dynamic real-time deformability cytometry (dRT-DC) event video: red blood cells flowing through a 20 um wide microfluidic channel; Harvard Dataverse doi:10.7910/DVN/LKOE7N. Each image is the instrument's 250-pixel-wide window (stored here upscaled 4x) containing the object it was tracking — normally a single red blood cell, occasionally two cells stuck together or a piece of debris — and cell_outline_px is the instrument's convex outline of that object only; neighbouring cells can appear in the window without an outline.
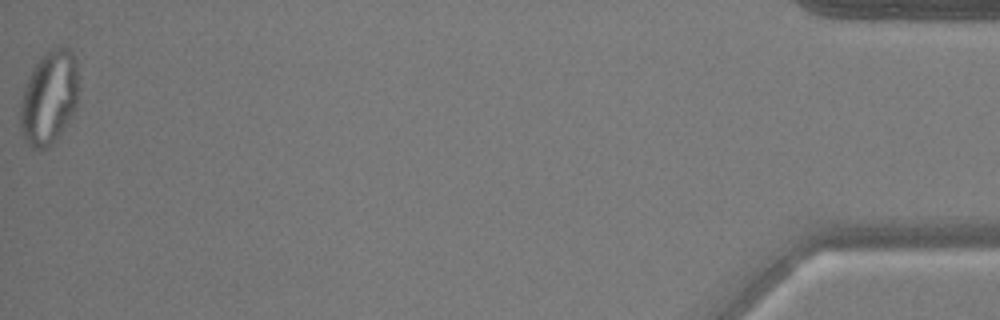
{"species": "common noctule bat (a hibernating species)", "species_latin": "Nyctalus noctula", "temperature_condition": "warm", "stored_images_in_passage": 54, "camera_frame_rate_fps": 3000, "um_per_image_px": 0.085, "animal": {"sex": "male", "body_mass_g": 17.9, "forearm_length_mm": 54.2}, "frame": {"image": 1, "passage_image": 54, "time_ms": 17.667, "image_size_px": [1000, 320], "cell_outline_px": [[76, 112], [56, 136], [44, 148], [32, 148], [24, 140], [20, 132], [20, 100], [24, 84], [32, 68], [52, 48], [68, 48], [72, 52], [76, 60]], "centroid_in_image_um": [4.12, 8.3], "position_along_channel_um": 431.1, "area_um2": 31.27}, "authors_computed_cell_mechanics": {"area_um2": 28.5821, "velocity_mm_per_s": 3.7775, "shape_relaxation_time_tau1_ms": null, "shape_relaxation_time_tau2_ms": 0.8141, "deformation_change_tau1": null, "deformation_change_tau2": 0.0811}}